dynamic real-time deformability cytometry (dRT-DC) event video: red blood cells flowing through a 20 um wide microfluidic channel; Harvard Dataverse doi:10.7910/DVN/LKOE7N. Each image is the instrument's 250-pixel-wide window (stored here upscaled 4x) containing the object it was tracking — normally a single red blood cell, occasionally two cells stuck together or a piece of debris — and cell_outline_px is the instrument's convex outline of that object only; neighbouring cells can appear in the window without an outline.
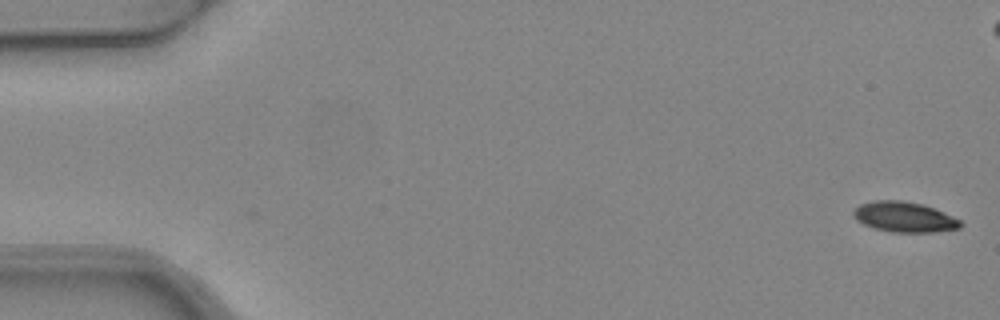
{"species": "common noctule bat (a hibernating species)", "species_latin": "Nyctalus noctula", "temperature_condition": "warm", "stored_images_in_passage": 6, "camera_frame_rate_fps": 3000, "um_per_image_px": 0.085, "animal": {"sex": "female", "body_mass_g": 24.6, "forearm_length_mm": 56.2}, "frame": {"image": 1, "passage_image": 1, "time_ms": 0.0, "image_size_px": [1000, 320], "cell_outline_px": [[964, 224], [960, 228], [936, 232], [892, 232], [876, 228], [864, 224], [856, 220], [852, 216], [852, 212], [860, 204], [872, 200], [900, 200], [920, 204], [932, 208], [960, 220]], "centroid_in_image_um": [76.84, 18.45], "position_along_channel_um": 8.2, "area_um2": 18.73}}
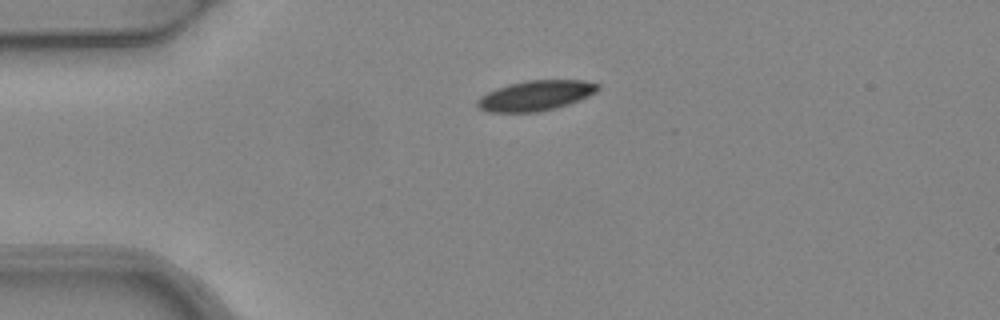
{"frame": {"image": 2, "passage_image": 6, "time_ms": 1.667, "image_size_px": [1000, 320], "cell_outline_px": [[600, 88], [596, 92], [588, 96], [568, 104], [556, 108], [540, 112], [488, 112], [480, 108], [476, 104], [476, 100], [480, 96], [496, 88], [508, 84], [528, 80], [584, 80], [600, 84]], "centroid_in_image_um": [45.53, 8.12], "position_along_channel_um": 39.5, "area_um2": 21.27}}